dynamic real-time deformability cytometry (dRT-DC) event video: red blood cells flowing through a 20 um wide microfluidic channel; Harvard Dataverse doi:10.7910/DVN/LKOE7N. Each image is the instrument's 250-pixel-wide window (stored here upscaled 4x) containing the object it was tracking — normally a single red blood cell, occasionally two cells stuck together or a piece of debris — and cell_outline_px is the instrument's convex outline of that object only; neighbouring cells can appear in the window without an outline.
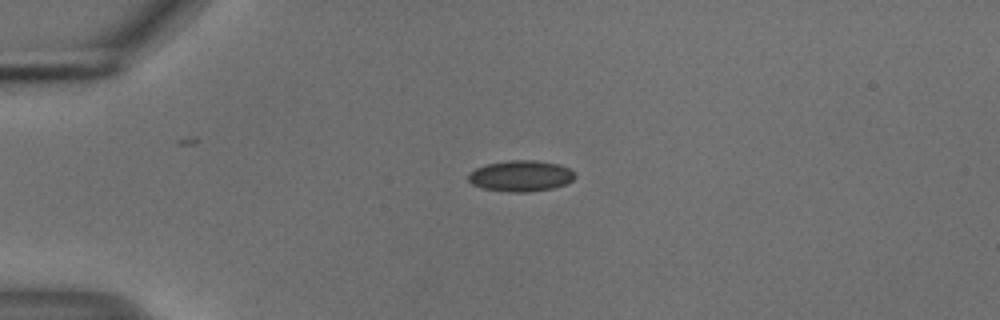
{"species": "common noctule bat (a hibernating species)", "species_latin": "Nyctalus noctula", "temperature_condition": "cold", "stored_images_in_passage": 11, "camera_frame_rate_fps": 3000, "um_per_image_px": 0.085, "animal": {"sex": "male", "body_mass_g": 18.8}, "frame": {"image": 1, "passage_image": 4, "time_ms": 1.0, "image_size_px": [1000, 320], "cell_outline_px": [[576, 176], [572, 180], [564, 184], [552, 188], [528, 192], [508, 192], [484, 188], [472, 184], [468, 180], [468, 172], [476, 168], [488, 164], [508, 160], [536, 160], [556, 164], [568, 168]], "centroid_in_image_um": [44.23, 14.95], "position_along_channel_um": 40.8, "area_um2": 19.07}}